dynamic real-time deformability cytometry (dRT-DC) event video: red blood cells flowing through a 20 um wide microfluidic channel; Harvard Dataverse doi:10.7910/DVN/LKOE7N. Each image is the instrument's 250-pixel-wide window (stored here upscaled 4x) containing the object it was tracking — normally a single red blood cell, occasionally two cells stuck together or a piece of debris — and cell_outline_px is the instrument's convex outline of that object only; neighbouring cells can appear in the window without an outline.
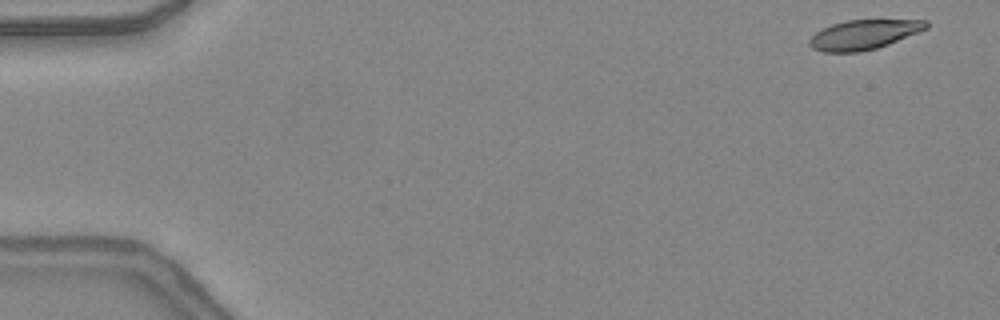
{"species": "common noctule bat (a hibernating species)", "species_latin": "Nyctalus noctula", "temperature_condition": "warm", "stored_images_in_passage": 13, "camera_frame_rate_fps": 3000, "um_per_image_px": 0.085, "animal": {"sex": "female", "body_mass_g": 24.6, "forearm_length_mm": 56.2}, "frame": {"image": 1, "passage_image": 1, "time_ms": 0.0, "image_size_px": [1000, 320], "cell_outline_px": [[928, 28], [888, 44], [876, 48], [860, 52], [824, 52], [812, 48], [808, 44], [808, 40], [816, 32], [832, 24], [848, 20], [928, 20]], "centroid_in_image_um": [73.4, 2.94], "position_along_channel_um": 11.6, "area_um2": 19.94}}
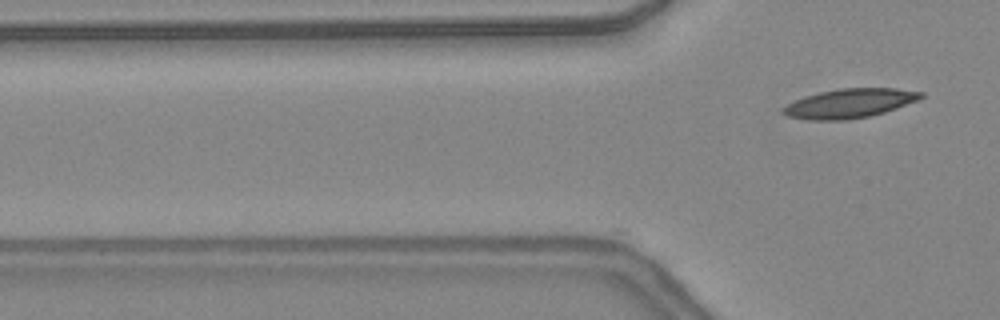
{"frame": {"image": 2, "passage_image": 13, "time_ms": 4.0, "image_size_px": [1000, 320], "cell_outline_px": [[924, 96], [916, 100], [896, 108], [884, 112], [868, 116], [844, 120], [808, 120], [788, 116], [780, 112], [780, 108], [804, 96], [820, 92], [840, 88], [896, 88], [924, 92]], "centroid_in_image_um": [72.18, 8.78], "position_along_channel_um": 53.6, "area_um2": 23.35}}